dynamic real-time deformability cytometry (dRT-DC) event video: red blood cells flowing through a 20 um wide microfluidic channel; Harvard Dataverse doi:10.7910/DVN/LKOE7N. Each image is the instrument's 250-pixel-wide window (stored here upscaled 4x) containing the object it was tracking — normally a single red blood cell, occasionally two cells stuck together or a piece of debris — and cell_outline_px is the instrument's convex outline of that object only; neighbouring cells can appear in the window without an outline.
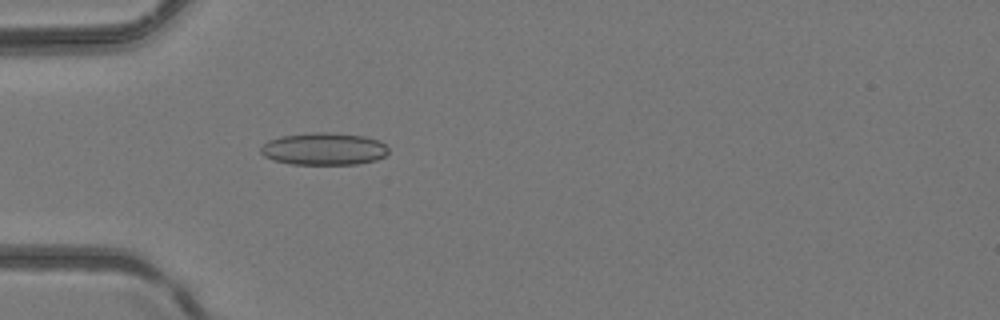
{"species": "common noctule bat (a hibernating species)", "species_latin": "Nyctalus noctula", "temperature_condition": "room temperature", "stored_images_in_passage": 49, "camera_frame_rate_fps": 3000, "um_per_image_px": 0.085, "animal": {"sex": "female", "body_mass_g": 24.6, "forearm_length_mm": 56.2}, "frame": {"image": 1, "passage_image": 16, "time_ms": 5.0, "image_size_px": [1000, 320], "cell_outline_px": [[388, 152], [384, 156], [376, 160], [356, 164], [292, 164], [272, 160], [264, 156], [260, 152], [260, 148], [268, 140], [280, 136], [312, 132], [328, 132], [364, 136], [380, 140], [388, 148]], "centroid_in_image_um": [27.52, 12.65], "position_along_channel_um": 57.5, "area_um2": 24.16}}
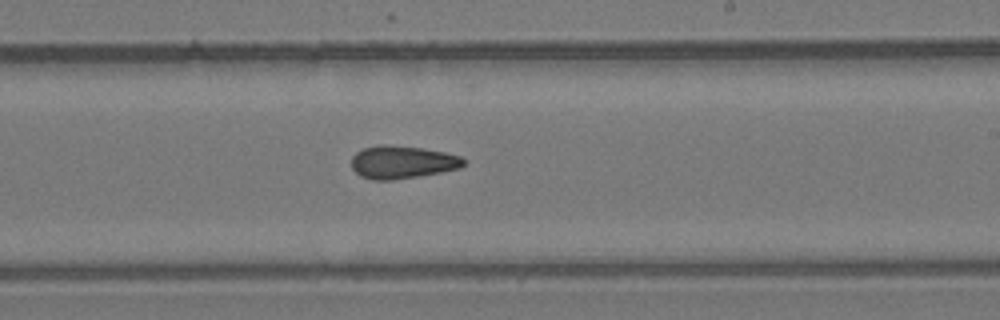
{"frame": {"image": 2, "passage_image": 30, "time_ms": 9.667, "image_size_px": [1000, 320], "cell_outline_px": [[464, 164], [460, 168], [420, 176], [392, 180], [372, 180], [360, 176], [352, 168], [352, 156], [356, 152], [364, 148], [380, 144], [388, 144], [420, 148], [444, 152], [460, 156], [464, 160]], "centroid_in_image_um": [34.16, 13.78], "position_along_channel_um": 254.8, "area_um2": 21.44}}
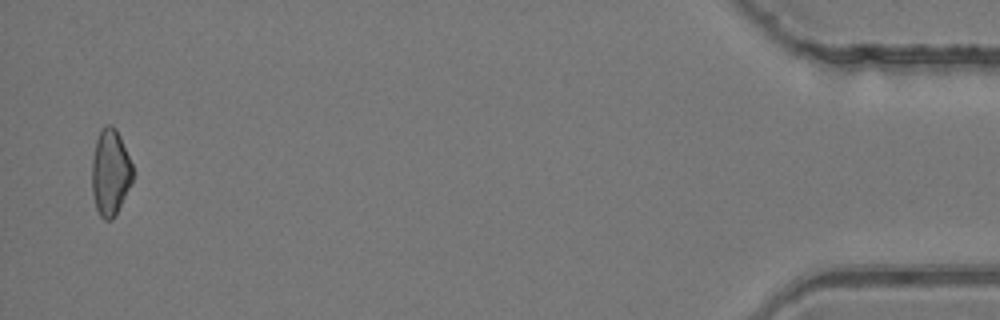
{"frame": {"image": 3, "passage_image": 48, "time_ms": 15.667, "image_size_px": [1000, 320], "cell_outline_px": [[132, 184], [112, 220], [104, 220], [100, 216], [96, 208], [92, 192], [92, 160], [96, 140], [100, 128], [104, 124], [112, 124], [116, 128], [120, 136], [132, 164]], "centroid_in_image_um": [9.37, 14.63], "position_along_channel_um": 425.8, "area_um2": 20.63}}